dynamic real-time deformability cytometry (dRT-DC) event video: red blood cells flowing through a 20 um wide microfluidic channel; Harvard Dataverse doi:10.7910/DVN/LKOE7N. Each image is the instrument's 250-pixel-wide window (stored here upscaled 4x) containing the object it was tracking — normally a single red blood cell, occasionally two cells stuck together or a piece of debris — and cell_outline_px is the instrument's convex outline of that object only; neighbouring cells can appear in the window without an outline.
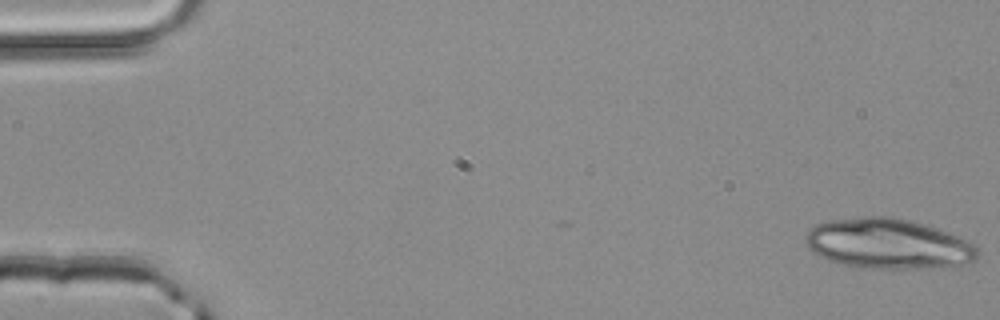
{"species": "common noctule bat (a hibernating species)", "species_latin": "Nyctalus noctula", "temperature_condition": "room temperature", "stored_images_in_passage": 22, "camera_frame_rate_fps": 3000, "um_per_image_px": 0.085, "animal": {"sex": "male", "body_mass_g": 20.4}, "frame": {"image": 1, "passage_image": 1, "time_ms": 0.0, "image_size_px": [1000, 320], "cell_outline_px": [[980, 252], [976, 260], [964, 264], [920, 268], [860, 268], [828, 260], [812, 252], [808, 248], [804, 240], [804, 236], [816, 224], [828, 220], [864, 216], [892, 216], [928, 224], [960, 236], [972, 244]], "centroid_in_image_um": [75.48, 20.7], "position_along_channel_um": 9.5, "area_um2": 50.63}}